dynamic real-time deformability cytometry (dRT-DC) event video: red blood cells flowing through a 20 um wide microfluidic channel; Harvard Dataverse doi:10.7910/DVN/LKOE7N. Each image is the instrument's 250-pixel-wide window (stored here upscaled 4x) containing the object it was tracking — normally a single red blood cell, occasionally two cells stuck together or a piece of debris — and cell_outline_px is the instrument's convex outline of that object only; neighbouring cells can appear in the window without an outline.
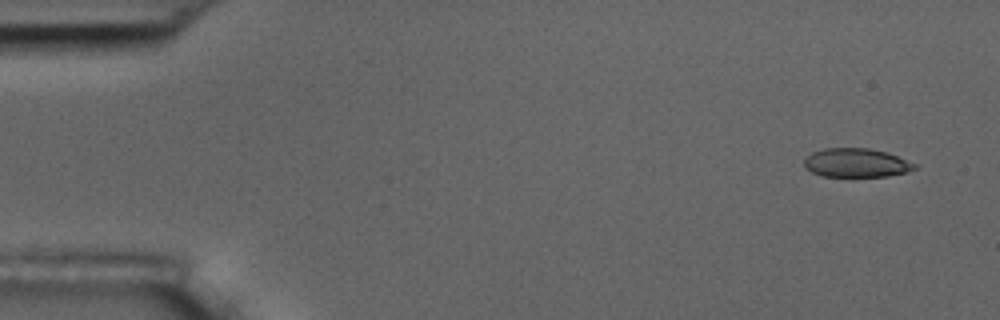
{"species": "common noctule bat (a hibernating species)", "species_latin": "Nyctalus noctula", "temperature_condition": "room temperature", "stored_images_in_passage": 5, "camera_frame_rate_fps": 3000, "um_per_image_px": 0.085, "animal": {"sex": "male", "body_mass_g": 17.5, "forearm_length_mm": 52.3}, "frame": {"image": 1, "passage_image": 1, "time_ms": 0.0, "image_size_px": [1000, 320], "cell_outline_px": [[916, 168], [908, 172], [888, 176], [852, 180], [824, 176], [812, 172], [804, 164], [804, 160], [812, 152], [824, 148], [868, 148], [888, 152], [916, 164]], "centroid_in_image_um": [72.8, 13.89], "position_along_channel_um": 12.2, "area_um2": 19.36}}
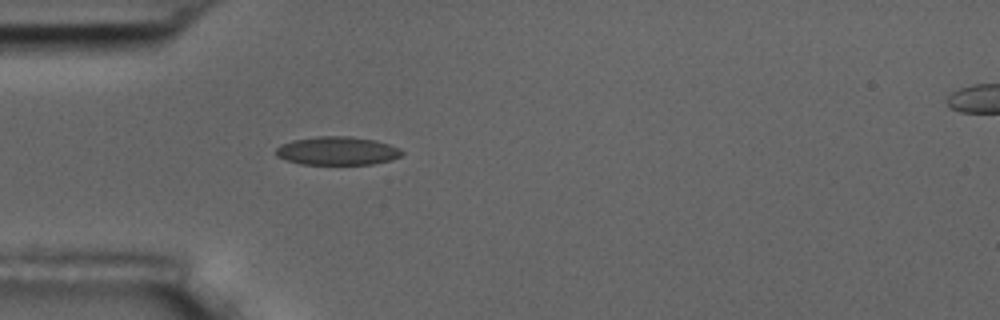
{"frame": {"image": 2, "passage_image": 4, "time_ms": 4.333, "image_size_px": [1000, 320], "cell_outline_px": [[404, 152], [400, 156], [392, 160], [372, 164], [300, 164], [276, 156], [276, 148], [280, 144], [292, 140], [316, 136], [348, 136], [376, 140], [400, 148]], "centroid_in_image_um": [28.67, 12.82], "position_along_channel_um": 56.3, "area_um2": 20.92}}